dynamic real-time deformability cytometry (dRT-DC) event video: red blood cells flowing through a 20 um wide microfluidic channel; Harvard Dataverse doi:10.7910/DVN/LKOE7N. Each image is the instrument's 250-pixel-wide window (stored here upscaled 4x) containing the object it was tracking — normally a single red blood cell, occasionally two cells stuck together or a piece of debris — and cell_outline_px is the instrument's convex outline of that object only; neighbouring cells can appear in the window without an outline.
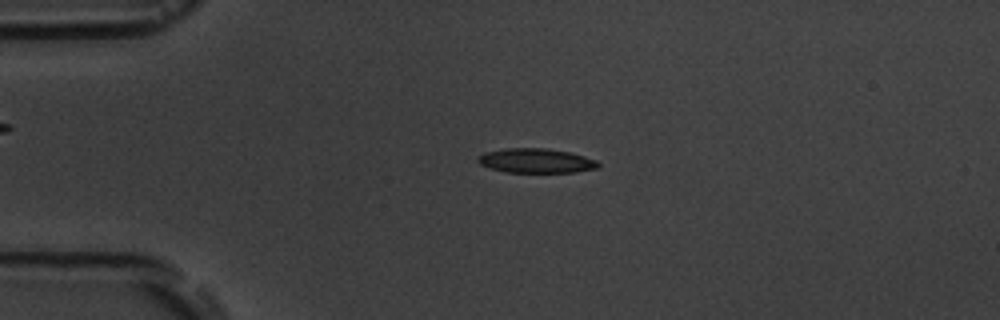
{"species": "common noctule bat (a hibernating species)", "species_latin": "Nyctalus noctula", "temperature_condition": "room temperature", "stored_images_in_passage": 4, "camera_frame_rate_fps": 3000, "um_per_image_px": 0.085, "animal": {"sex": "male", "body_mass_g": 19.5, "forearm_length_mm": 54.6}, "frame": {"image": 1, "passage_image": 3, "time_ms": 2.333, "image_size_px": [1000, 320], "cell_outline_px": [[600, 168], [576, 172], [504, 172], [480, 164], [476, 160], [476, 156], [484, 152], [508, 148], [544, 148], [568, 152], [584, 156], [596, 160], [600, 164]], "centroid_in_image_um": [45.56, 13.66], "position_along_channel_um": 39.4, "area_um2": 17.17}}